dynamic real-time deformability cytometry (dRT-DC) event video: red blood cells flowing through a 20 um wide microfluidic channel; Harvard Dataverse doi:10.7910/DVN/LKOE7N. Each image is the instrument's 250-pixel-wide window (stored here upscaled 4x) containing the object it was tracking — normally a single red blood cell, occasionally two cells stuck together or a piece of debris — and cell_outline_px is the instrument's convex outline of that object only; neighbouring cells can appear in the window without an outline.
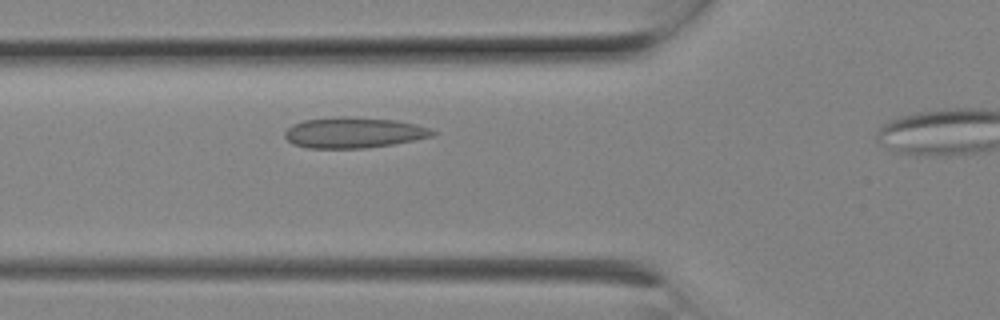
{"species": "Egyptian fruit bat (a non-hibernating species)", "species_latin": "Rousettus aegyptiacus", "temperature_condition": "room temperature", "stored_images_in_passage": 5, "segment_of_instrument_passage": [1, 2], "camera_frame_rate_fps": 3000, "um_per_image_px": 0.085, "animal": {"sex": "female"}, "frame": {"image": 1, "passage_image": 4, "time_ms": 1.0, "image_size_px": [1000, 320], "cell_outline_px": [[436, 132], [432, 136], [392, 144], [364, 148], [308, 148], [292, 144], [284, 136], [284, 132], [292, 124], [304, 120], [340, 116], [344, 116], [396, 120], [416, 124], [428, 128]], "centroid_in_image_um": [30.02, 11.27], "position_along_channel_um": 95.8, "area_um2": 26.3}}